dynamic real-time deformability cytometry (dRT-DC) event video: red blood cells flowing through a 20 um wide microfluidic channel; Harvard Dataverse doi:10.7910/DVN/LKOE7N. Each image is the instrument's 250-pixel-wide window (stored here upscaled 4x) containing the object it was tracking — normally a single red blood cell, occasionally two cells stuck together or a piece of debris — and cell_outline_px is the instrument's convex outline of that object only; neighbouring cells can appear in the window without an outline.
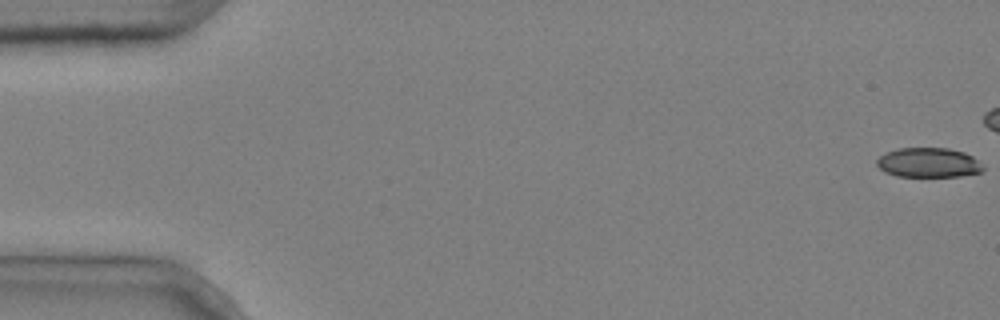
{"species": "common noctule bat (a hibernating species)", "species_latin": "Nyctalus noctula", "temperature_condition": "cold", "stored_images_in_passage": 6, "camera_frame_rate_fps": 3000, "um_per_image_px": 0.085, "animal": {"sex": "male", "body_mass_g": 20.4}, "frame": {"image": 1, "passage_image": 1, "time_ms": 0.0, "image_size_px": [1000, 320], "cell_outline_px": [[984, 168], [980, 172], [960, 176], [896, 176], [884, 172], [876, 164], [876, 160], [880, 156], [896, 148], [948, 148], [964, 152], [972, 156], [984, 164]], "centroid_in_image_um": [78.93, 13.82], "position_along_channel_um": 6.1, "area_um2": 18.38}}